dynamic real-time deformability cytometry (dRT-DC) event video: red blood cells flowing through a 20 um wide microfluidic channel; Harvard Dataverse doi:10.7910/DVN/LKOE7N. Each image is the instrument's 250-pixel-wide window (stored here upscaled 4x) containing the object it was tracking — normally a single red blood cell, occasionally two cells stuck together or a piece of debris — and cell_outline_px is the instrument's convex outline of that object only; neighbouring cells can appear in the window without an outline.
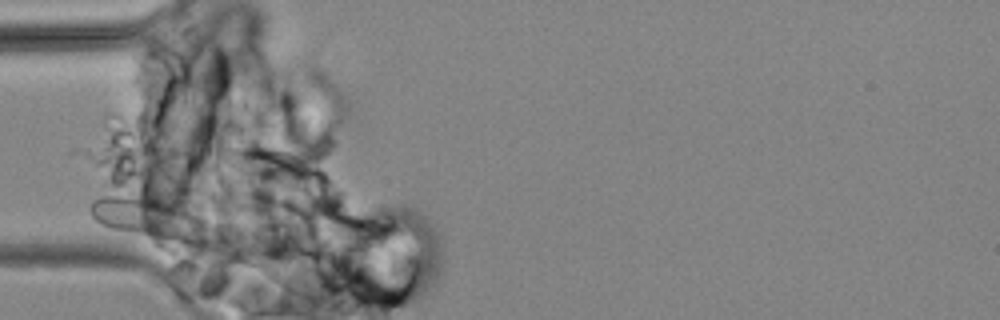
{"species": "common noctule bat (a hibernating species)", "species_latin": "Nyctalus noctula", "temperature_condition": "cold", "stored_images_in_passage": 3, "camera_frame_rate_fps": 3000, "um_per_image_px": 0.085, "animal": {"sex": "male", "body_mass_g": 19.2, "forearm_length_mm": 51.8}, "frame": {"image": 1, "passage_image": 1, "time_ms": 0.0, "image_size_px": [1000, 320], "cell_outline_px": [[204, 244], [184, 244], [144, 236], [112, 228], [100, 224], [92, 216], [92, 200], [100, 196], [136, 196], [164, 200], [184, 208], [200, 216], [204, 220]], "centroid_in_image_um": [12.71, 18.57], "position_along_channel_um": 72.3, "area_um2": 27.8}}
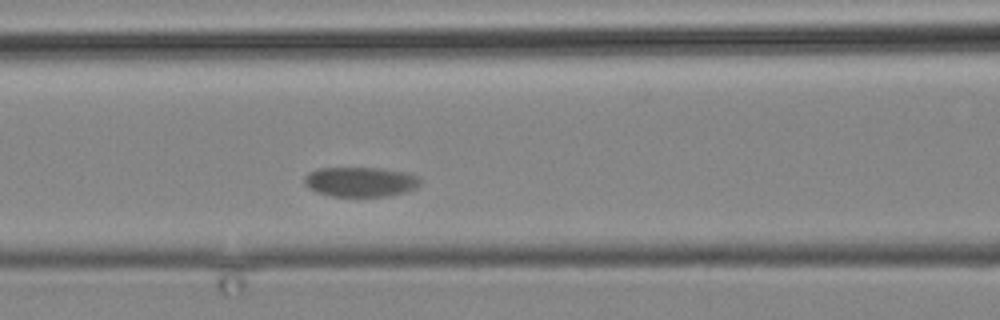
{"frame": {"image": 2, "passage_image": 3, "time_ms": 2.333, "image_size_px": [1000, 320], "cell_outline_px": [[420, 184], [416, 188], [404, 192], [384, 196], [332, 196], [316, 192], [308, 188], [304, 184], [304, 176], [308, 172], [316, 168], [384, 168], [408, 172], [420, 176]], "centroid_in_image_um": [30.63, 15.44], "position_along_channel_um": 136.0, "area_um2": 20.35}}